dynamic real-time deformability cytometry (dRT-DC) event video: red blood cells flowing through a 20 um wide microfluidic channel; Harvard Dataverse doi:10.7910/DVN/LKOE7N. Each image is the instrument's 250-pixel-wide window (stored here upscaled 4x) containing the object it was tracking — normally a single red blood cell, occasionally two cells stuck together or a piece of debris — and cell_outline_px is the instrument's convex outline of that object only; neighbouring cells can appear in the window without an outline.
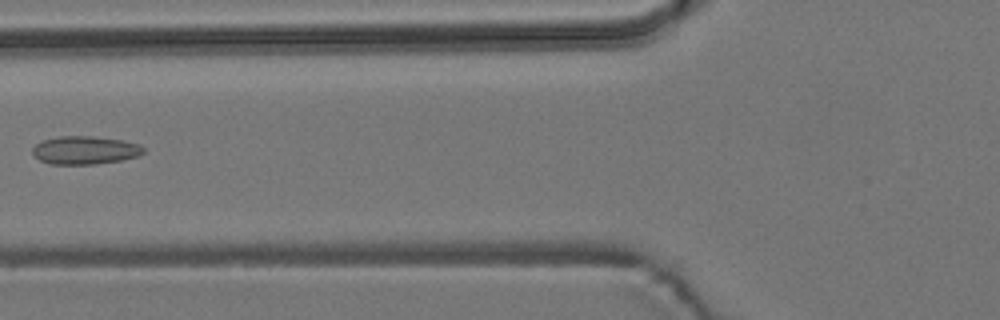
{"species": "common noctule bat (a hibernating species)", "species_latin": "Nyctalus noctula", "temperature_condition": "room temperature", "stored_images_in_passage": 6, "camera_frame_rate_fps": 3000, "um_per_image_px": 0.085, "animal": {"sex": "male", "body_mass_g": 19.2, "forearm_length_mm": 51.8}, "frame": {"image": 1, "passage_image": 4, "time_ms": 5.667, "image_size_px": [1000, 320], "cell_outline_px": [[144, 152], [140, 156], [120, 160], [96, 164], [52, 164], [40, 160], [32, 152], [32, 148], [36, 144], [44, 140], [60, 136], [92, 136], [124, 140], [140, 144], [144, 148]], "centroid_in_image_um": [7.26, 12.76], "position_along_channel_um": 118.5, "area_um2": 18.21}}
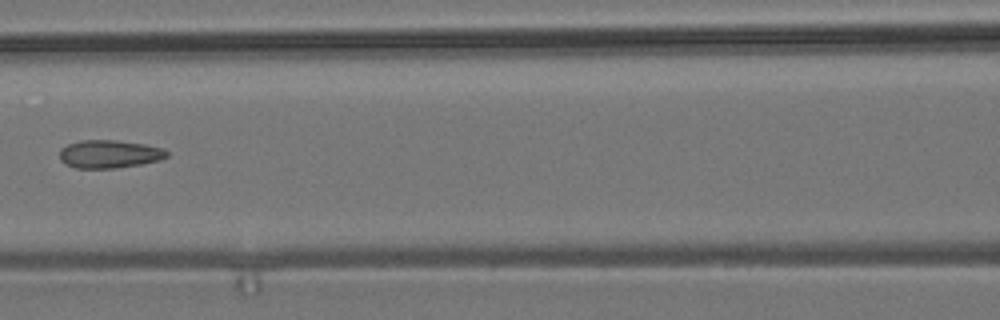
{"frame": {"image": 2, "passage_image": 5, "time_ms": 6.667, "image_size_px": [1000, 320], "cell_outline_px": [[168, 156], [160, 160], [140, 164], [116, 168], [76, 168], [64, 164], [60, 160], [60, 148], [68, 144], [80, 140], [116, 140], [144, 144], [164, 148], [168, 152]], "centroid_in_image_um": [9.28, 13.09], "position_along_channel_um": 157.3, "area_um2": 17.63}}
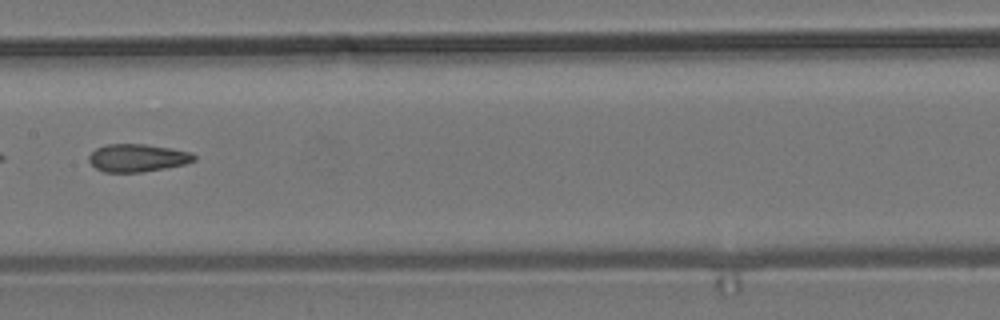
{"frame": {"image": 3, "passage_image": 6, "time_ms": 7.667, "image_size_px": [1000, 320], "cell_outline_px": [[196, 160], [184, 164], [164, 168], [140, 172], [104, 172], [96, 168], [88, 160], [88, 156], [96, 148], [108, 144], [144, 144], [172, 148], [192, 152], [196, 156]], "centroid_in_image_um": [11.69, 13.41], "position_along_channel_um": 195.7, "area_um2": 16.99}}